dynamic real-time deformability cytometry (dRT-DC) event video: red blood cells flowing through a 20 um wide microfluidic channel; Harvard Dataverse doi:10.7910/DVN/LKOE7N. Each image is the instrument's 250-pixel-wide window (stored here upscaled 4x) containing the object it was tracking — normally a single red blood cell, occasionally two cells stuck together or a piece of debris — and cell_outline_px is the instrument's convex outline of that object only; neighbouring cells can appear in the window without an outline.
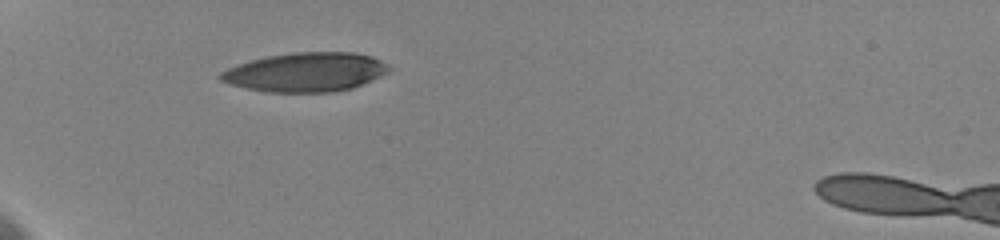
{"species": "human", "species_latin": "Homo sapiens", "temperature_condition": "cold", "stored_images_in_passage": 4, "camera_frame_rate_fps": 3000, "um_per_image_px": 0.085, "donor": {"sex": "female"}, "frame": {"image": 1, "passage_image": 1, "time_ms": 0.0, "image_size_px": [1000, 240], "cell_outline_px": [[392, 68], [388, 72], [380, 76], [352, 88], [332, 92], [268, 92], [248, 88], [232, 84], [220, 80], [216, 76], [220, 72], [228, 68], [252, 60], [268, 56], [292, 52], [356, 52], [372, 56], [380, 60]], "centroid_in_image_um": [26.0, 6.12], "position_along_channel_um": 59.0, "area_um2": 38.21}}